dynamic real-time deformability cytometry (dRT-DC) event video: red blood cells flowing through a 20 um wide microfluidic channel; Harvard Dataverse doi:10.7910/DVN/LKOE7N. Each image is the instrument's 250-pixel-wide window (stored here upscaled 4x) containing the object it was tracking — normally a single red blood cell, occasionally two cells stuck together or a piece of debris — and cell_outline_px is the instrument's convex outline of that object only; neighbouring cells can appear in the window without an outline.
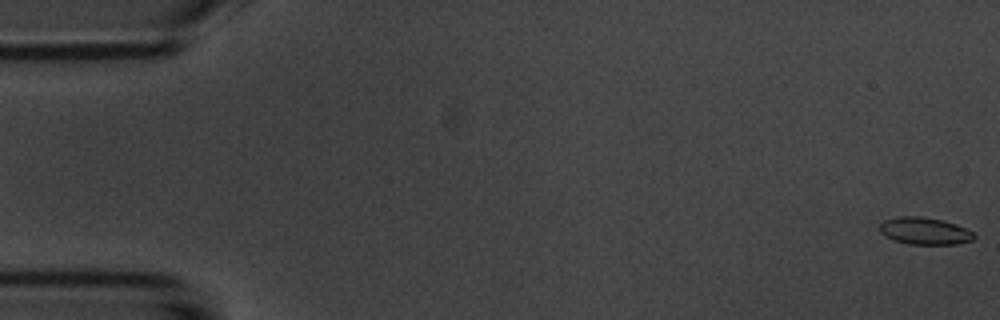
{"species": "common noctule bat (a hibernating species)", "species_latin": "Nyctalus noctula", "temperature_condition": "room temperature", "stored_images_in_passage": 55, "camera_frame_rate_fps": 3000, "um_per_image_px": 0.085, "animal": {"sex": "male", "body_mass_g": 20.1, "forearm_length_mm": 53.5}, "frame": {"image": 1, "passage_image": 1, "time_ms": 0.0, "image_size_px": [1000, 320], "cell_outline_px": [[976, 236], [972, 240], [956, 244], [908, 244], [892, 240], [884, 236], [880, 232], [880, 224], [884, 220], [896, 216], [920, 216], [944, 220], [956, 224], [972, 232]], "centroid_in_image_um": [78.56, 19.63], "position_along_channel_um": 6.4, "area_um2": 15.03}}
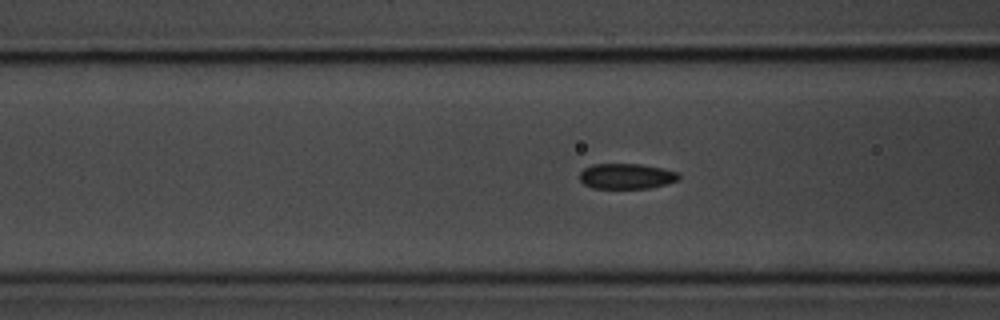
{"frame": {"image": 2, "passage_image": 21, "time_ms": 6.667, "image_size_px": [1000, 320], "cell_outline_px": [[680, 180], [648, 188], [592, 188], [584, 184], [580, 180], [580, 172], [584, 168], [592, 164], [640, 164], [664, 168], [680, 172]], "centroid_in_image_um": [53.27, 14.97], "position_along_channel_um": 113.3, "area_um2": 14.8}}
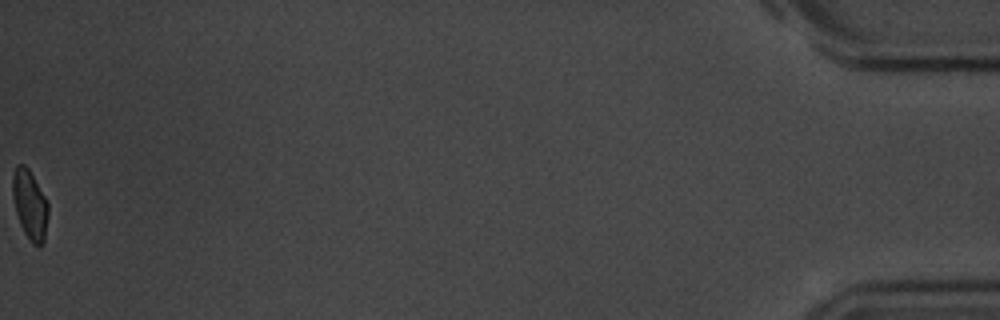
{"frame": {"image": 3, "passage_image": 55, "time_ms": 18.0, "image_size_px": [1000, 320], "cell_outline_px": [[48, 216], [44, 244], [40, 248], [32, 244], [24, 232], [20, 224], [16, 212], [12, 196], [12, 176], [16, 164], [24, 164], [28, 168], [44, 196], [48, 204]], "centroid_in_image_um": [2.53, 17.44], "position_along_channel_um": 432.7, "area_um2": 14.51}, "authors_computed_cell_mechanics": {"area_um2": 14.9702, "velocity_mm_per_s": 3.7142, "shape_relaxation_time_tau1_ms": 3.0796, "shape_relaxation_time_tau2_ms": 2.0973, "deformation_change_tau1": 0.0978, "deformation_change_tau2": 0.0654}}